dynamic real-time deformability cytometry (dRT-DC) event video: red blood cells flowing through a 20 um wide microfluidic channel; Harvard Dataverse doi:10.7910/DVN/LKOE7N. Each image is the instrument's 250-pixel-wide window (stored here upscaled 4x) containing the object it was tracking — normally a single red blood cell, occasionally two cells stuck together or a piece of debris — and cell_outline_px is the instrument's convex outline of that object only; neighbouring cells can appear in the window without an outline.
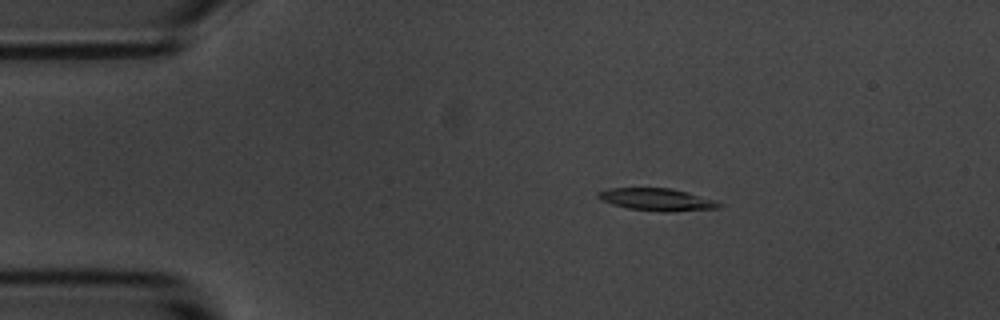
{"species": "common noctule bat (a hibernating species)", "species_latin": "Nyctalus noctula", "temperature_condition": "room temperature", "stored_images_in_passage": 9, "camera_frame_rate_fps": 3000, "um_per_image_px": 0.085, "animal": {"sex": "male", "body_mass_g": 20.1, "forearm_length_mm": 53.5}, "frame": {"image": 1, "passage_image": 2, "time_ms": 1.333, "image_size_px": [1000, 320], "cell_outline_px": [[724, 204], [720, 208], [664, 212], [628, 208], [612, 204], [596, 196], [596, 192], [608, 188], [672, 188], [688, 192], [716, 200]], "centroid_in_image_um": [55.87, 16.95], "position_along_channel_um": 29.1, "area_um2": 15.78}}
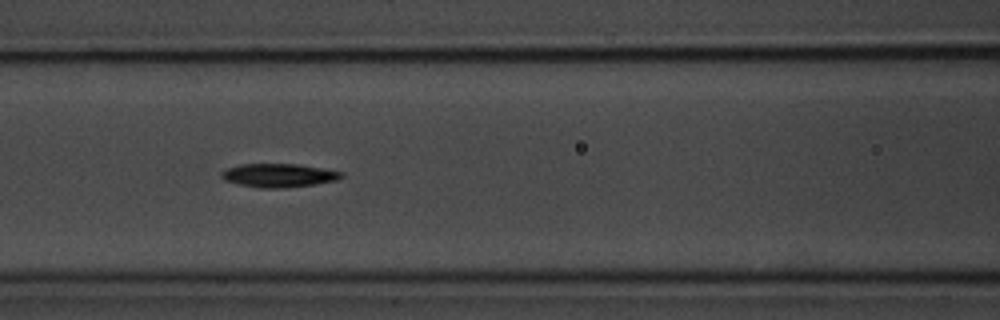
{"frame": {"image": 2, "passage_image": 6, "time_ms": 6.0, "image_size_px": [1000, 320], "cell_outline_px": [[344, 176], [336, 180], [312, 184], [284, 188], [260, 188], [240, 184], [224, 180], [220, 176], [220, 172], [228, 168], [240, 164], [296, 164], [324, 168], [344, 172]], "centroid_in_image_um": [23.69, 14.9], "position_along_channel_um": 142.9, "area_um2": 16.42}}
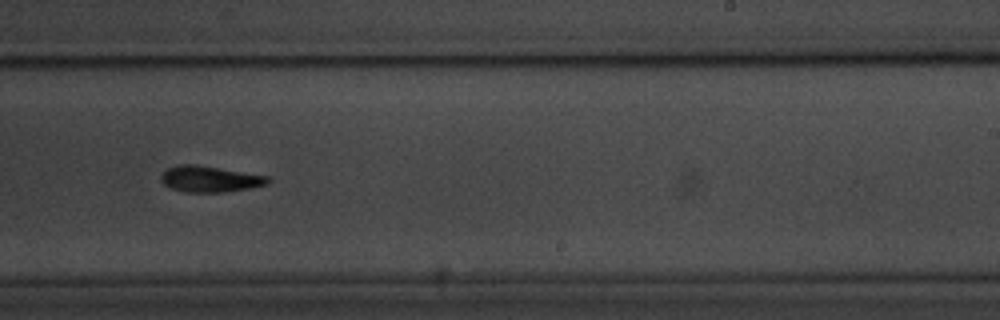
{"frame": {"image": 3, "passage_image": 9, "time_ms": 9.667, "image_size_px": [1000, 320], "cell_outline_px": [[272, 180], [268, 184], [248, 188], [224, 192], [184, 192], [168, 188], [160, 180], [160, 176], [168, 168], [176, 164], [196, 164], [268, 176]], "centroid_in_image_um": [17.8, 15.21], "position_along_channel_um": 271.2, "area_um2": 16.36}}